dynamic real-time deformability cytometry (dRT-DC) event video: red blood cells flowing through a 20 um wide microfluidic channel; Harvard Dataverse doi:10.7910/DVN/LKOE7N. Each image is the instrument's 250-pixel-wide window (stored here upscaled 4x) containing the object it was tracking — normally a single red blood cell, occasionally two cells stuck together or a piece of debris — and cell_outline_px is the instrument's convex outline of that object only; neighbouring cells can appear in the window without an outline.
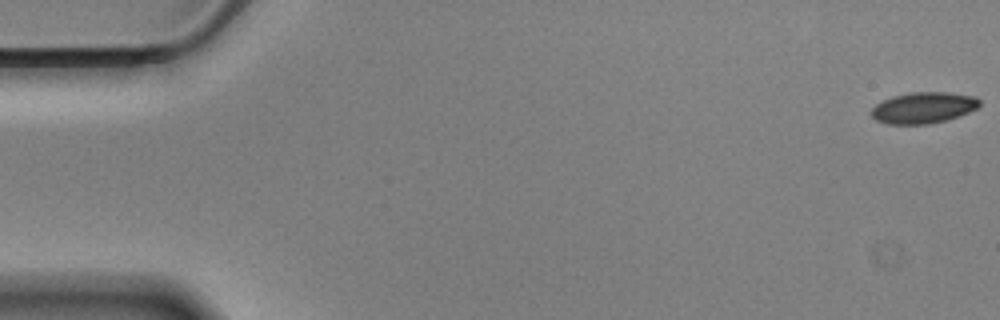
{"species": "Egyptian fruit bat (a non-hibernating species)", "species_latin": "Rousettus aegyptiacus", "temperature_condition": "cold", "stored_images_in_passage": 18, "camera_frame_rate_fps": 3000, "um_per_image_px": 0.085, "animal": {"sex": "male"}, "frame": {"image": 1, "passage_image": 1, "time_ms": 0.0, "image_size_px": [1000, 320], "cell_outline_px": [[980, 104], [976, 108], [968, 112], [944, 120], [928, 124], [888, 124], [876, 120], [872, 116], [872, 108], [876, 104], [892, 96], [908, 92], [948, 92], [976, 96], [980, 100]], "centroid_in_image_um": [78.48, 9.14], "position_along_channel_um": 6.5, "area_um2": 19.54}}
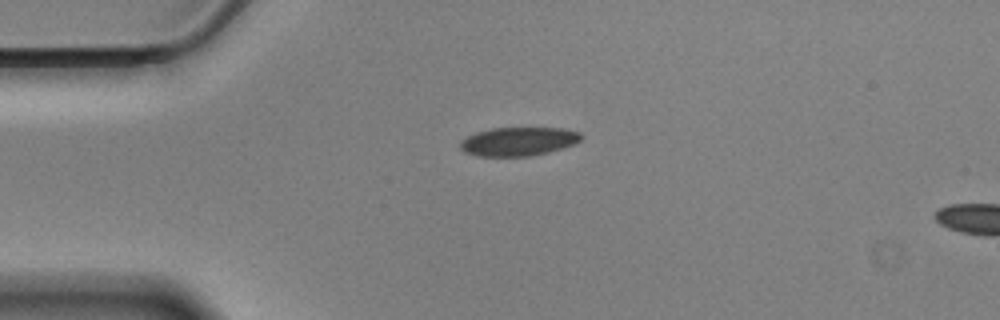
{"frame": {"image": 2, "passage_image": 14, "time_ms": 4.333, "image_size_px": [1000, 320], "cell_outline_px": [[580, 140], [572, 144], [548, 152], [528, 156], [476, 156], [464, 152], [460, 148], [460, 140], [476, 132], [492, 128], [564, 128], [580, 132]], "centroid_in_image_um": [44.01, 12.02], "position_along_channel_um": 41.0, "area_um2": 20.06}}